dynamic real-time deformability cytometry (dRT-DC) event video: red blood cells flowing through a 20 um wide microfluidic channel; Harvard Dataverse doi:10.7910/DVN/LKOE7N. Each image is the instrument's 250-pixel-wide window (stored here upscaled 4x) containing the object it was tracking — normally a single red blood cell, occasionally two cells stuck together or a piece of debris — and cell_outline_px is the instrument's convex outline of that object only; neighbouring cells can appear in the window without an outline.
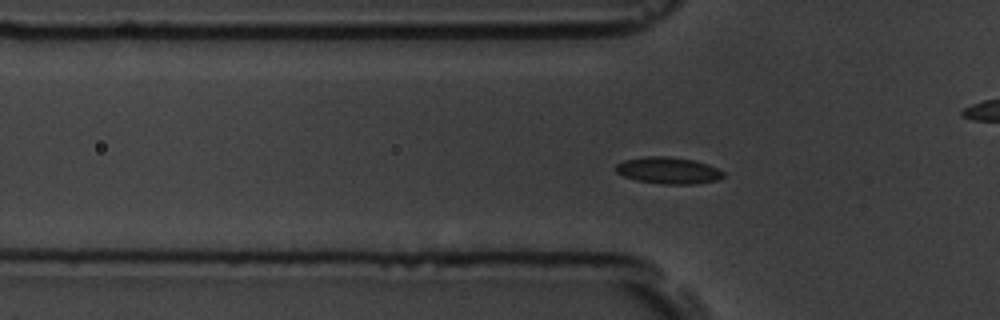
{"species": "common noctule bat (a hibernating species)", "species_latin": "Nyctalus noctula", "temperature_condition": "room temperature", "stored_images_in_passage": 46, "camera_frame_rate_fps": 3000, "um_per_image_px": 0.085, "animal": {"sex": "male", "body_mass_g": 19.5, "forearm_length_mm": 54.6}, "frame": {"image": 1, "passage_image": 6, "time_ms": 1.667, "image_size_px": [1000, 320], "cell_outline_px": [[724, 176], [716, 180], [696, 184], [660, 184], [636, 180], [624, 176], [616, 172], [616, 164], [624, 160], [644, 156], [668, 156], [692, 160], [708, 164], [724, 172]], "centroid_in_image_um": [56.79, 14.49], "position_along_channel_um": 69.0, "area_um2": 16.7}}
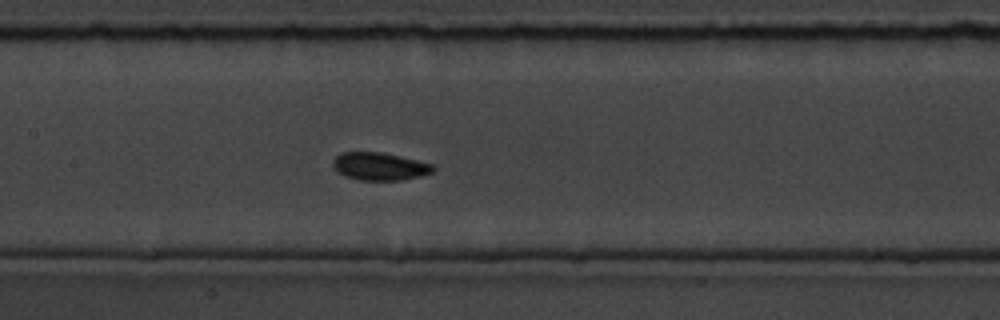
{"frame": {"image": 2, "passage_image": 15, "time_ms": 4.667, "image_size_px": [1000, 320], "cell_outline_px": [[436, 168], [432, 172], [420, 176], [400, 180], [360, 180], [344, 176], [332, 164], [332, 160], [340, 152], [384, 152], [432, 164]], "centroid_in_image_um": [32.26, 14.13], "position_along_channel_um": 175.1, "area_um2": 16.13}}
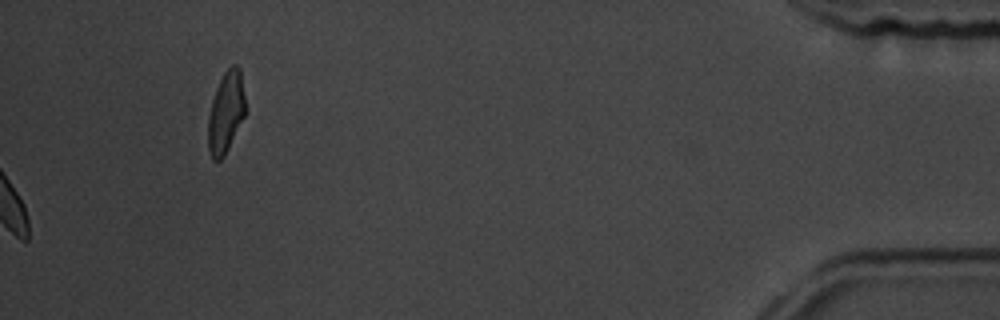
{"frame": {"image": 3, "passage_image": 46, "time_ms": 15.0, "image_size_px": [1000, 320], "cell_outline_px": [[244, 116], [224, 156], [220, 160], [212, 160], [208, 148], [208, 116], [212, 100], [216, 88], [224, 72], [232, 64], [236, 64], [240, 68], [244, 96]], "centroid_in_image_um": [19.18, 9.54], "position_along_channel_um": 416.0, "area_um2": 17.4}, "authors_computed_cell_mechanics": {"area_um2": 15.8661, "velocity_mm_per_s": 3.5462, "shape_relaxation_time_tau1_ms": 3.2277, "shape_relaxation_time_tau2_ms": null, "deformation_change_tau1": 0.0891, "deformation_change_tau2": null}}